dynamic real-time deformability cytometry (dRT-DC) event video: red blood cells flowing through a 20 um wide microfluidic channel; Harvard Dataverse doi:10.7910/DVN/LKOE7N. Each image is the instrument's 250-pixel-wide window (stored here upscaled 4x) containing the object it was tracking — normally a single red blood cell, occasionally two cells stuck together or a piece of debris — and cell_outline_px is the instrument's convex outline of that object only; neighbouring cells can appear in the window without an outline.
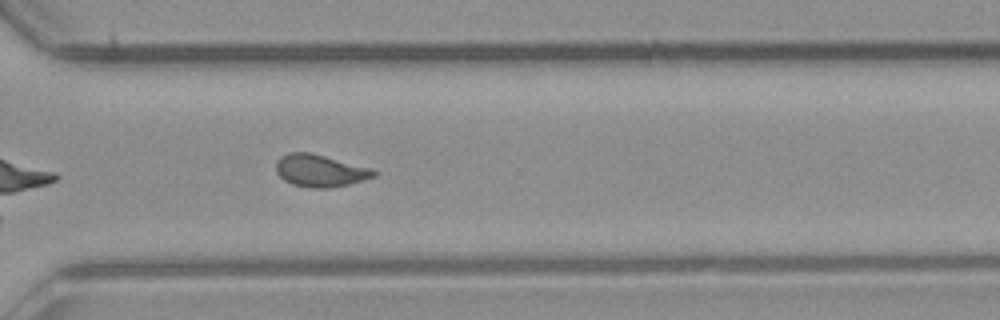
{"species": "common noctule bat (a hibernating species)", "species_latin": "Nyctalus noctula", "temperature_condition": "room temperature", "stored_images_in_passage": 10, "segment_of_instrument_passage": [1, 2], "camera_frame_rate_fps": 3000, "um_per_image_px": 0.085, "animal": {"sex": "male", "body_mass_g": 23.1, "forearm_length_mm": 52.7}, "frame": {"image": 1, "passage_image": 9, "time_ms": 2.667, "image_size_px": [1000, 320], "cell_outline_px": [[380, 172], [376, 176], [364, 180], [348, 184], [328, 188], [308, 188], [292, 184], [284, 180], [276, 172], [276, 160], [280, 156], [288, 152], [308, 152], [372, 168]], "centroid_in_image_um": [27.21, 14.51], "position_along_channel_um": 343.4, "area_um2": 18.5}}